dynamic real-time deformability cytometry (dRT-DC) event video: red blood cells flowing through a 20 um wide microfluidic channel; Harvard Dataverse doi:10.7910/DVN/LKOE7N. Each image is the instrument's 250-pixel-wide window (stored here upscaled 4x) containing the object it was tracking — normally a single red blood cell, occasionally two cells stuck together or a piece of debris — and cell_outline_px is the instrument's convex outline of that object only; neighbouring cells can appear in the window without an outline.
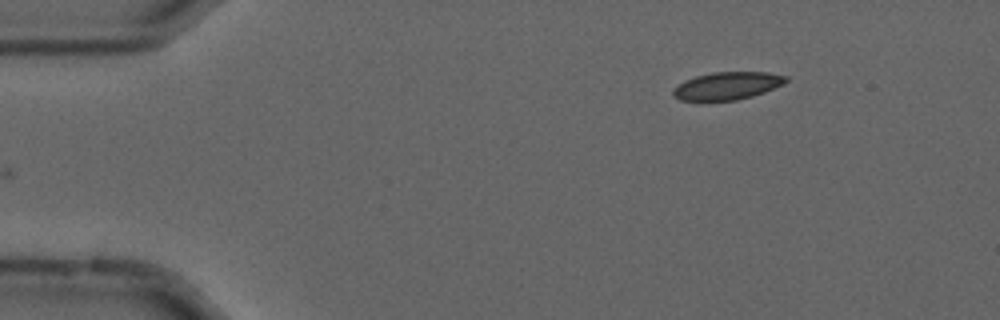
{"species": "common noctule bat (a hibernating species)", "species_latin": "Nyctalus noctula", "temperature_condition": "cold", "stored_images_in_passage": 44, "camera_frame_rate_fps": 3000, "um_per_image_px": 0.085, "animal": {"sex": "male", "forearm_length_mm": 52.5}, "frame": {"image": 1, "passage_image": 1, "time_ms": 0.0, "image_size_px": [1000, 320], "cell_outline_px": [[788, 80], [784, 84], [764, 92], [752, 96], [736, 100], [680, 100], [672, 96], [672, 92], [684, 80], [696, 76], [712, 72], [768, 72], [788, 76]], "centroid_in_image_um": [61.85, 7.28], "position_along_channel_um": 23.2, "area_um2": 18.09}}
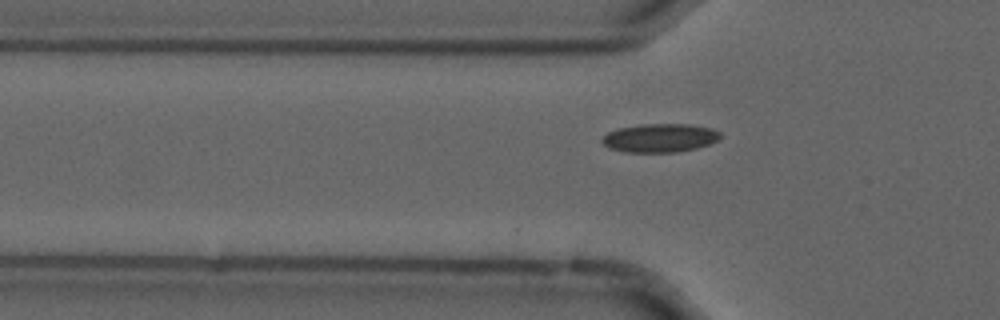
{"frame": {"image": 2, "passage_image": 11, "time_ms": 3.333, "image_size_px": [1000, 320], "cell_outline_px": [[724, 136], [708, 144], [696, 148], [676, 152], [624, 152], [608, 148], [600, 140], [608, 132], [616, 128], [640, 124], [692, 124], [712, 128], [720, 132]], "centroid_in_image_um": [56.08, 11.71], "position_along_channel_um": 69.7, "area_um2": 19.88}}
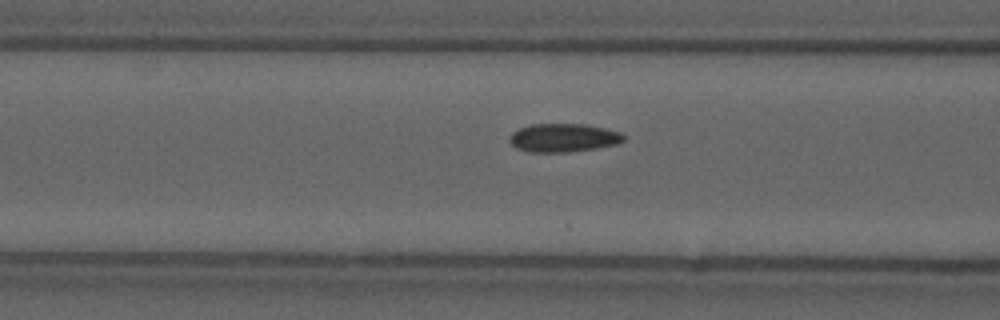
{"frame": {"image": 3, "passage_image": 15, "time_ms": 4.667, "image_size_px": [1000, 320], "cell_outline_px": [[628, 136], [624, 140], [616, 144], [596, 148], [568, 152], [528, 152], [516, 148], [508, 140], [512, 132], [520, 128], [532, 124], [588, 124], [620, 132]], "centroid_in_image_um": [47.9, 11.71], "position_along_channel_um": 118.7, "area_um2": 19.02}}